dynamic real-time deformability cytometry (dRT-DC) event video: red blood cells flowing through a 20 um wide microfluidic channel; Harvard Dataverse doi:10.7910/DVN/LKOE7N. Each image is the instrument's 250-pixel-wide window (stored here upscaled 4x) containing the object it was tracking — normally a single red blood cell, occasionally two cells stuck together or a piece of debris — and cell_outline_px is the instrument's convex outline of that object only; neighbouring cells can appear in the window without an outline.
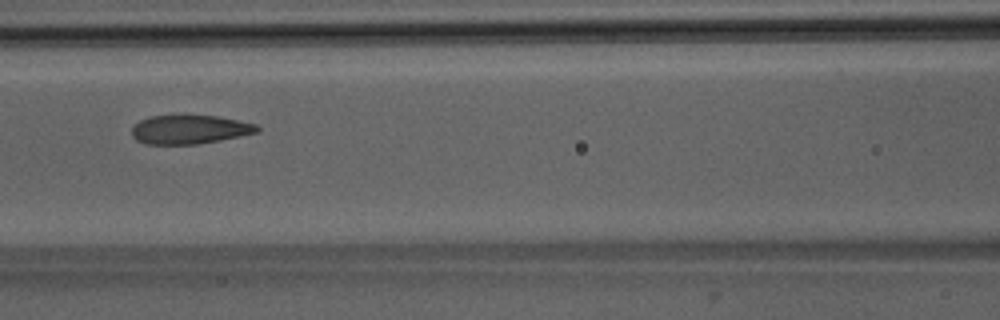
{"species": "Egyptian fruit bat (a non-hibernating species)", "species_latin": "Rousettus aegyptiacus", "temperature_condition": "room temperature", "stored_images_in_passage": 6, "camera_frame_rate_fps": 3000, "um_per_image_px": 0.085, "animal": {"sex": "male"}, "frame": {"image": 1, "passage_image": 6, "time_ms": 6.333, "image_size_px": [1000, 320], "cell_outline_px": [[260, 132], [220, 140], [196, 144], [144, 144], [136, 140], [132, 136], [132, 128], [140, 120], [148, 116], [184, 112], [216, 116], [256, 124], [260, 128]], "centroid_in_image_um": [16.08, 10.96], "position_along_channel_um": 150.5, "area_um2": 21.91}}